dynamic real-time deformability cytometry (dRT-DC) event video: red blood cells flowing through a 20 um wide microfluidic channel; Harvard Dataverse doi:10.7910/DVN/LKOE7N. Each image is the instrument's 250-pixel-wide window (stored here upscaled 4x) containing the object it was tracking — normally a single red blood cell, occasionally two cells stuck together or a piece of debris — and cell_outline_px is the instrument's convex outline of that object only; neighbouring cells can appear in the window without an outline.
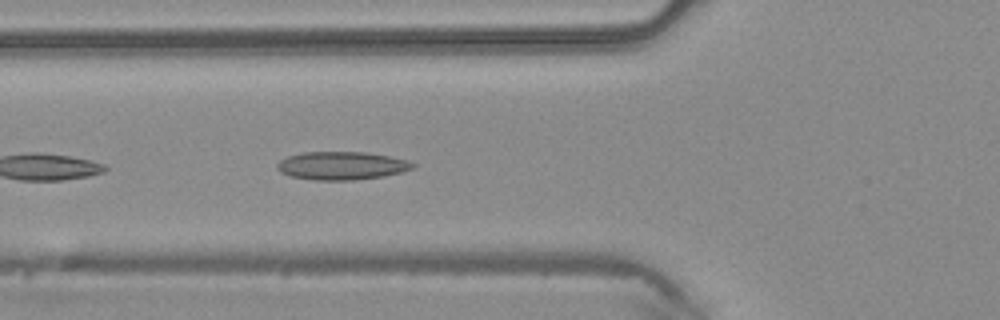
{"species": "common noctule bat (a hibernating species)", "species_latin": "Nyctalus noctula", "temperature_condition": "warm", "stored_images_in_passage": 10, "camera_frame_rate_fps": 3000, "um_per_image_px": 0.085, "animal": {"sex": "male", "body_mass_g": 20.4}, "frame": {"image": 1, "passage_image": 6, "time_ms": 1.667, "image_size_px": [1000, 320], "cell_outline_px": [[416, 164], [412, 168], [400, 172], [384, 176], [352, 180], [312, 180], [292, 176], [280, 172], [276, 168], [276, 164], [280, 160], [288, 156], [304, 152], [364, 152], [388, 156], [408, 160]], "centroid_in_image_um": [29.02, 14.08], "position_along_channel_um": 96.8, "area_um2": 22.14}}